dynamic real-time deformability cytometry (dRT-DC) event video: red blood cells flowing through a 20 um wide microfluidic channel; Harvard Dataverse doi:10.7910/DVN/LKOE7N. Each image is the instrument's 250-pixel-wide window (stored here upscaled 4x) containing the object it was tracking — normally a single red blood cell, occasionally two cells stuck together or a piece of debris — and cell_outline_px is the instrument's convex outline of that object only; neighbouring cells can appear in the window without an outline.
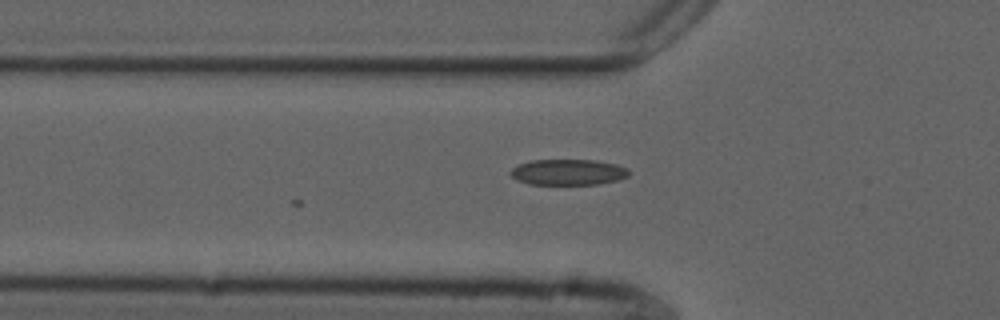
{"species": "common noctule bat (a hibernating species)", "species_latin": "Nyctalus noctula", "temperature_condition": "cold", "stored_images_in_passage": 4, "camera_frame_rate_fps": 3000, "um_per_image_px": 0.085, "animal": {"sex": "male", "forearm_length_mm": 52.5}, "frame": {"image": 1, "passage_image": 4, "time_ms": 1.0, "image_size_px": [1000, 320], "cell_outline_px": [[628, 176], [616, 180], [596, 184], [528, 184], [516, 180], [508, 172], [512, 168], [520, 164], [532, 160], [596, 160], [616, 164], [628, 168]], "centroid_in_image_um": [48.26, 14.63], "position_along_channel_um": 77.5, "area_um2": 17.74}}